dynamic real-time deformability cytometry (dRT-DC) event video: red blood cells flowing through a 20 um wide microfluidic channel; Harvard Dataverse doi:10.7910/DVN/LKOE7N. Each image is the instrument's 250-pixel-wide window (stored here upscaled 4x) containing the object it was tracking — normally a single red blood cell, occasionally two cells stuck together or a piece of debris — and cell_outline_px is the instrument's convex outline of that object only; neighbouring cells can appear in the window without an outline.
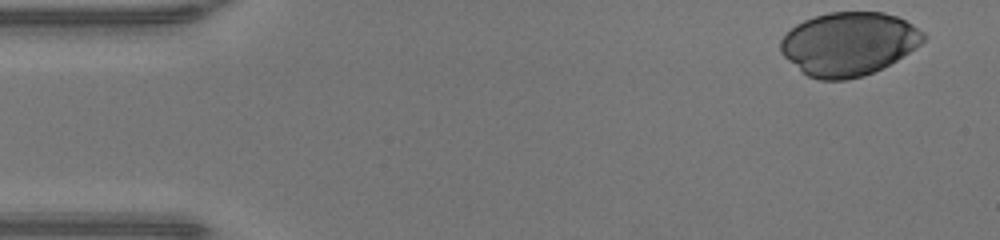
{"species": "human", "species_latin": "Homo sapiens", "temperature_condition": "warm", "stored_images_in_passage": 37, "camera_frame_rate_fps": 3000, "um_per_image_px": 0.085, "donor": {"sex": "male"}, "frame": {"image": 1, "passage_image": 1, "time_ms": 0.0, "image_size_px": [1000, 240], "cell_outline_px": [[928, 36], [916, 48], [896, 60], [864, 76], [844, 80], [820, 80], [808, 76], [788, 60], [780, 52], [780, 40], [796, 24], [804, 20], [828, 12], [884, 12], [896, 16], [912, 24], [924, 32]], "centroid_in_image_um": [72.15, 3.72], "position_along_channel_um": 12.9, "area_um2": 52.6}}
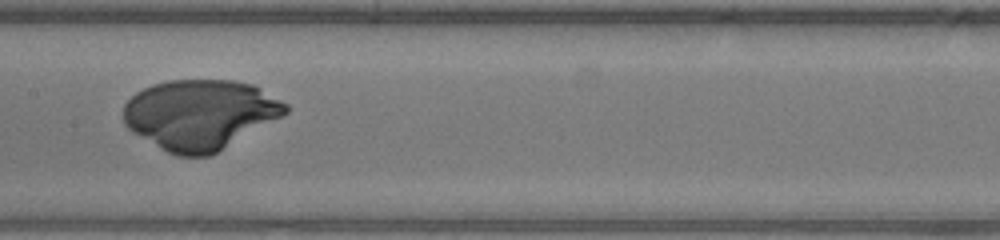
{"frame": {"image": 2, "passage_image": 22, "time_ms": 7.0, "image_size_px": [1000, 240], "cell_outline_px": [[288, 112], [216, 152], [208, 156], [176, 156], [160, 148], [132, 132], [124, 124], [124, 104], [136, 92], [152, 84], [168, 80], [236, 80], [252, 84], [260, 88], [288, 104]], "centroid_in_image_um": [16.97, 9.71], "position_along_channel_um": 190.4, "area_um2": 65.6}}
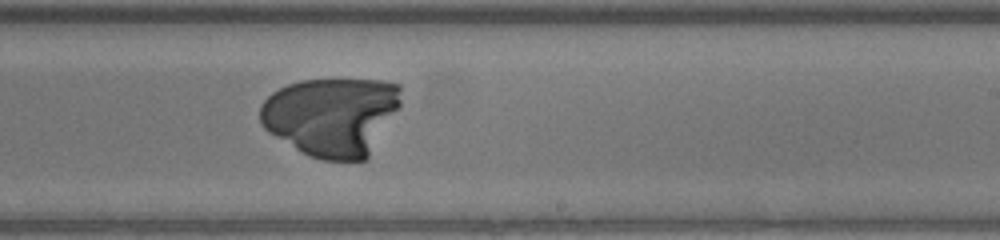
{"frame": {"image": 3, "passage_image": 27, "time_ms": 8.667, "image_size_px": [1000, 240], "cell_outline_px": [[400, 108], [368, 156], [364, 160], [324, 160], [308, 156], [268, 132], [260, 124], [260, 104], [272, 92], [288, 84], [300, 80], [384, 80], [400, 84]], "centroid_in_image_um": [28.18, 9.88], "position_along_channel_um": 260.8, "area_um2": 64.79}}